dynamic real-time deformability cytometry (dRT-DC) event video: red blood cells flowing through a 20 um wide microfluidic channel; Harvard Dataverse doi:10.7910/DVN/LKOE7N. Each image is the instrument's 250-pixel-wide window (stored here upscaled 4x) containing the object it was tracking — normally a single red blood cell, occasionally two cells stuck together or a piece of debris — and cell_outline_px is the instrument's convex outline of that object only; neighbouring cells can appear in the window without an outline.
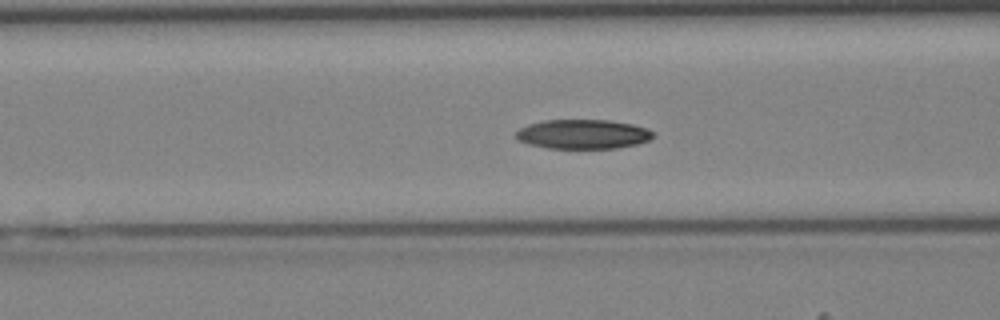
{"species": "Egyptian fruit bat (a non-hibernating species)", "species_latin": "Rousettus aegyptiacus", "temperature_condition": "cold", "stored_images_in_passage": 43, "camera_frame_rate_fps": 3000, "um_per_image_px": 0.085, "animal": {"sex": "female"}, "frame": {"image": 1, "passage_image": 17, "time_ms": 5.333, "image_size_px": [1000, 320], "cell_outline_px": [[652, 136], [648, 140], [636, 144], [616, 148], [548, 148], [528, 144], [516, 140], [516, 132], [520, 128], [528, 124], [544, 120], [608, 120], [632, 124], [648, 128], [652, 132]], "centroid_in_image_um": [49.51, 11.4], "position_along_channel_um": 117.1, "area_um2": 23.41}}
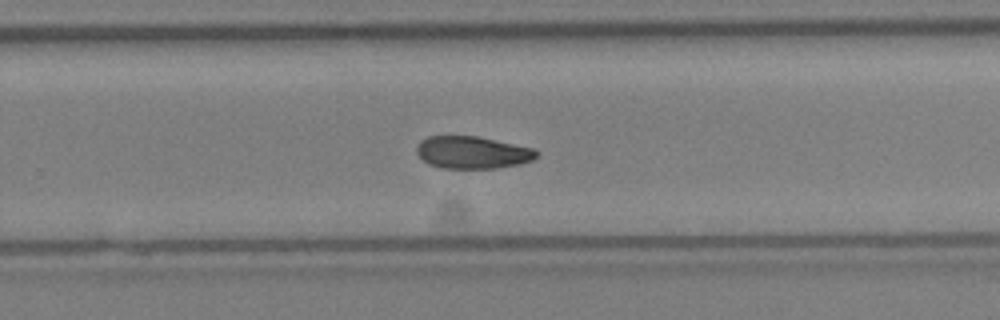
{"frame": {"image": 2, "passage_image": 28, "time_ms": 9.0, "image_size_px": [1000, 320], "cell_outline_px": [[540, 152], [532, 160], [520, 164], [496, 168], [444, 168], [428, 164], [416, 152], [416, 148], [420, 140], [428, 136], [476, 136], [536, 148]], "centroid_in_image_um": [40.18, 12.95], "position_along_channel_um": 289.6, "area_um2": 22.66}}
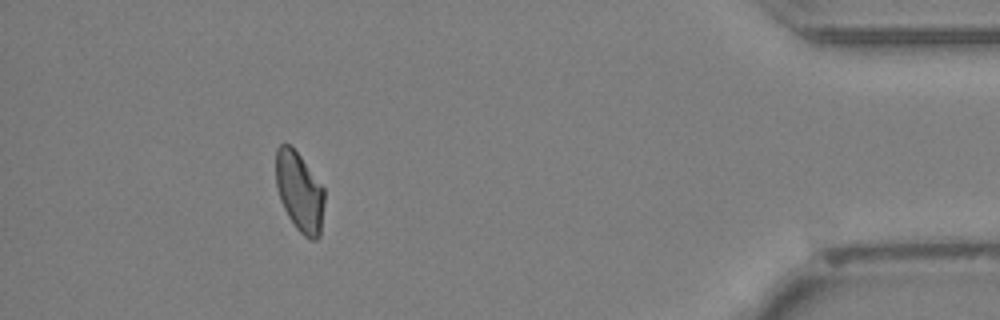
{"frame": {"image": 3, "passage_image": 39, "time_ms": 12.667, "image_size_px": [1000, 320], "cell_outline_px": [[324, 204], [320, 236], [316, 240], [312, 240], [304, 236], [296, 228], [288, 216], [280, 200], [276, 184], [276, 148], [280, 144], [288, 144], [300, 156], [324, 188]], "centroid_in_image_um": [25.46, 16.33], "position_along_channel_um": 409.7, "area_um2": 22.37}}